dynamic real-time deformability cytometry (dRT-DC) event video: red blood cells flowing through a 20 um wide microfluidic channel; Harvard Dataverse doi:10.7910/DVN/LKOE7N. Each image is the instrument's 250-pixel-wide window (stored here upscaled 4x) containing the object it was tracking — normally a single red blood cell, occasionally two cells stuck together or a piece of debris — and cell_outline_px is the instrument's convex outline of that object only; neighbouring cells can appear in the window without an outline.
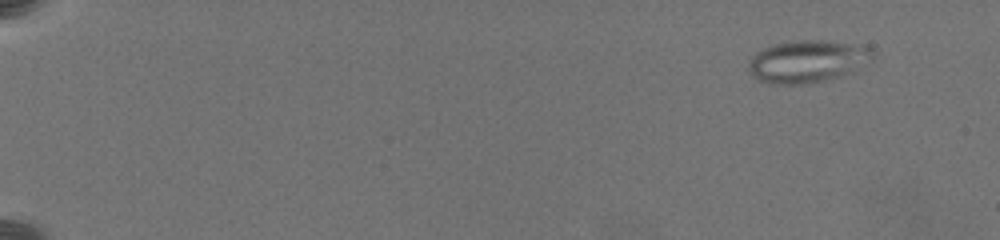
{"species": "common noctule bat (a hibernating species)", "species_latin": "Nyctalus noctula", "temperature_condition": "warm", "stored_images_in_passage": 52, "camera_frame_rate_fps": 3000, "um_per_image_px": 0.085, "animal": {"sex": "female", "body_mass_g": 19.5, "forearm_length_mm": 54.1}, "frame": {"image": 1, "passage_image": 5, "time_ms": 1.333, "image_size_px": [1000, 240], "cell_outline_px": [[876, 52], [872, 56], [848, 72], [824, 80], [808, 84], [772, 84], [760, 80], [752, 76], [748, 72], [748, 60], [756, 52], [764, 48], [776, 44], [800, 40], [824, 40], [868, 44]], "centroid_in_image_um": [68.59, 5.19], "position_along_channel_um": 16.4, "area_um2": 30.46}}
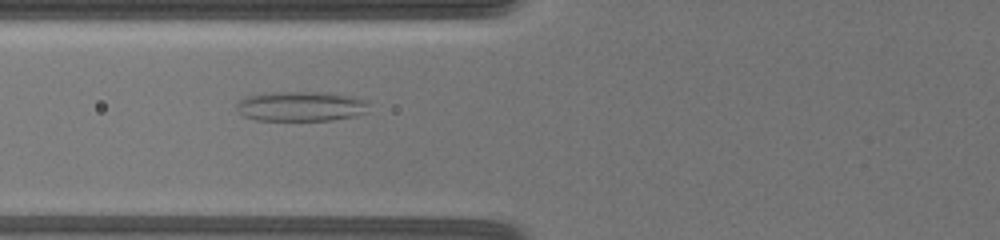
{"frame": {"image": 2, "passage_image": 39, "time_ms": 8.667, "image_size_px": [1000, 240], "cell_outline_px": [[368, 100], [364, 112], [352, 116], [332, 120], [256, 120], [244, 116], [236, 108], [236, 104], [244, 96], [264, 92], [320, 92], [348, 96]], "centroid_in_image_um": [25.48, 9.03], "position_along_channel_um": 100.3, "area_um2": 22.83}}
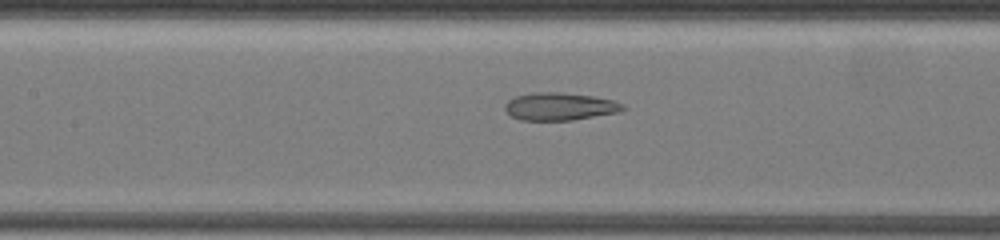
{"frame": {"image": 3, "passage_image": 47, "time_ms": 10.333, "image_size_px": [1000, 240], "cell_outline_px": [[628, 108], [620, 112], [572, 120], [520, 120], [512, 116], [504, 108], [504, 104], [508, 100], [516, 96], [532, 92], [564, 92], [592, 96], [612, 100], [624, 104]], "centroid_in_image_um": [47.6, 9.04], "position_along_channel_um": 159.8, "area_um2": 19.13}}